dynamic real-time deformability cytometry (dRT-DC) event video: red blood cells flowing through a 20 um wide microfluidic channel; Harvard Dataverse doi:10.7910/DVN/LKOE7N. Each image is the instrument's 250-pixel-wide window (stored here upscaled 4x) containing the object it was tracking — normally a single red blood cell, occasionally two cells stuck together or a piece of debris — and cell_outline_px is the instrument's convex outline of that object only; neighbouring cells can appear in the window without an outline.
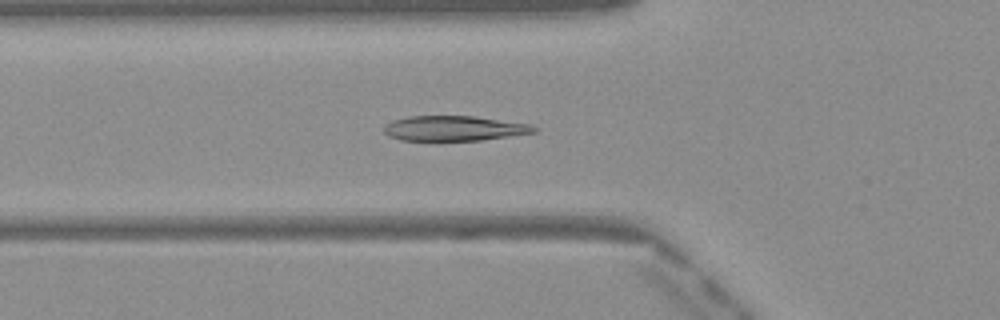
{"species": "Egyptian fruit bat (a non-hibernating species)", "species_latin": "Rousettus aegyptiacus", "temperature_condition": "warm", "stored_images_in_passage": 50, "camera_frame_rate_fps": 3000, "um_per_image_px": 0.085, "frame": {"image": 1, "passage_image": 18, "time_ms": 5.667, "image_size_px": [1000, 320], "cell_outline_px": [[536, 132], [480, 140], [436, 144], [400, 140], [388, 136], [384, 132], [384, 128], [392, 120], [408, 116], [472, 116], [532, 124], [536, 128]], "centroid_in_image_um": [38.52, 10.96], "position_along_channel_um": 87.3, "area_um2": 22.83}}
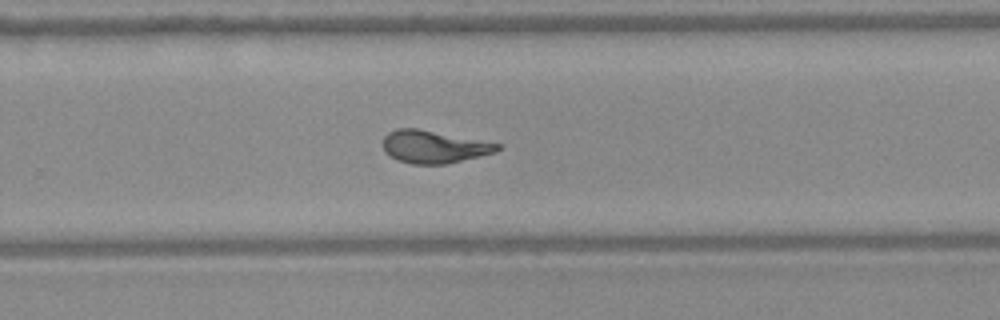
{"frame": {"image": 2, "passage_image": 33, "time_ms": 10.667, "image_size_px": [1000, 320], "cell_outline_px": [[504, 148], [496, 152], [480, 156], [444, 164], [412, 164], [396, 160], [384, 152], [384, 136], [388, 132], [396, 128], [416, 128], [504, 144]], "centroid_in_image_um": [36.91, 12.47], "position_along_channel_um": 292.9, "area_um2": 21.91}}
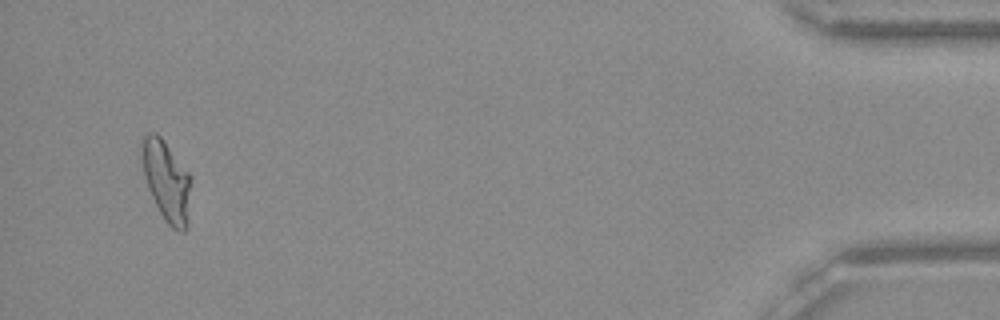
{"frame": {"image": 3, "passage_image": 48, "time_ms": 15.667, "image_size_px": [1000, 320], "cell_outline_px": [[188, 228], [184, 232], [180, 232], [172, 228], [164, 220], [148, 188], [144, 176], [140, 152], [140, 144], [144, 136], [148, 132], [156, 132], [160, 136], [188, 172]], "centroid_in_image_um": [14.1, 15.36], "position_along_channel_um": 421.1, "area_um2": 22.6}, "authors_computed_cell_mechanics": {"area_um2": 22.5131, "velocity_mm_per_s": 4.1067, "shape_relaxation_time_tau1_ms": 7.1242, "shape_relaxation_time_tau2_ms": 1.3329, "deformation_change_tau1": 0.2523, "deformation_change_tau2": 0.0764}}